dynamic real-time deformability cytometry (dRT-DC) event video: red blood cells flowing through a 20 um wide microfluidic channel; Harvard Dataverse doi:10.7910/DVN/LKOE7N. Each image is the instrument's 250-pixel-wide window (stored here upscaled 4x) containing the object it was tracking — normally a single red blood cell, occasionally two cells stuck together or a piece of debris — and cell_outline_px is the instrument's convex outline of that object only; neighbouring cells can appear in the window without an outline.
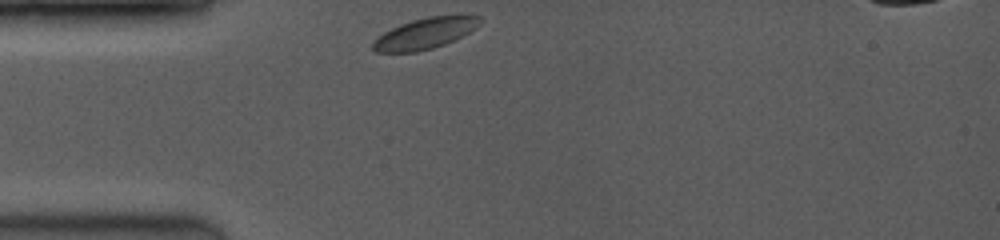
{"species": "common noctule bat (a hibernating species)", "species_latin": "Nyctalus noctula", "temperature_condition": "room temperature", "stored_images_in_passage": 8, "camera_frame_rate_fps": 3500, "um_per_image_px": 0.085, "animal": {"sex": "female", "body_mass_g": 19.0, "forearm_length_mm": 53.3}, "frame": {"image": 1, "passage_image": 1, "time_ms": 0.0, "image_size_px": [1000, 240], "cell_outline_px": [[484, 20], [476, 28], [444, 44], [432, 48], [416, 52], [376, 52], [372, 48], [372, 40], [384, 32], [400, 24], [412, 20], [428, 16], [480, 16]], "centroid_in_image_um": [36.09, 2.84], "position_along_channel_um": 48.9, "area_um2": 19.07}}
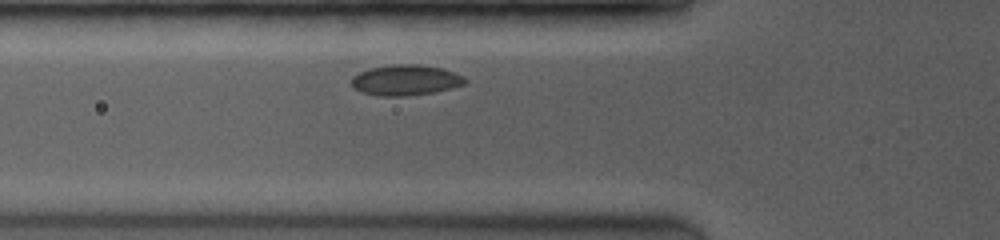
{"frame": {"image": 2, "passage_image": 4, "time_ms": 1.429, "image_size_px": [1000, 240], "cell_outline_px": [[468, 80], [464, 84], [452, 88], [432, 92], [408, 96], [380, 96], [364, 92], [356, 88], [352, 84], [352, 76], [360, 72], [372, 68], [392, 64], [416, 64], [440, 68], [464, 76]], "centroid_in_image_um": [34.5, 6.81], "position_along_channel_um": 91.3, "area_um2": 19.94}}